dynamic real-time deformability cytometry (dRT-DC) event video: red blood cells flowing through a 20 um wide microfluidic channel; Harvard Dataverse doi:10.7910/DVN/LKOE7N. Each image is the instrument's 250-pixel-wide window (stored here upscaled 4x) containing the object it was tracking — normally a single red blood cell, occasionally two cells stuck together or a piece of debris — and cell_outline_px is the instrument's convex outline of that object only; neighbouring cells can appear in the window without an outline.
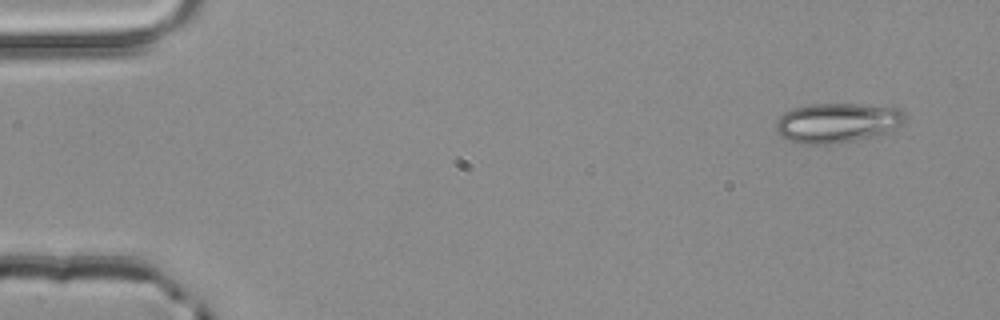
{"species": "common noctule bat (a hibernating species)", "species_latin": "Nyctalus noctula", "temperature_condition": "room temperature", "stored_images_in_passage": 4, "camera_frame_rate_fps": 3000, "um_per_image_px": 0.085, "animal": {"sex": "male", "body_mass_g": 20.4}, "frame": {"image": 1, "passage_image": 1, "time_ms": 0.0, "image_size_px": [1000, 320], "cell_outline_px": [[908, 116], [904, 124], [880, 136], [832, 144], [800, 144], [784, 140], [776, 132], [776, 120], [784, 112], [792, 108], [812, 104], [856, 104], [900, 108]], "centroid_in_image_um": [71.18, 10.45], "position_along_channel_um": 13.8, "area_um2": 30.52}}